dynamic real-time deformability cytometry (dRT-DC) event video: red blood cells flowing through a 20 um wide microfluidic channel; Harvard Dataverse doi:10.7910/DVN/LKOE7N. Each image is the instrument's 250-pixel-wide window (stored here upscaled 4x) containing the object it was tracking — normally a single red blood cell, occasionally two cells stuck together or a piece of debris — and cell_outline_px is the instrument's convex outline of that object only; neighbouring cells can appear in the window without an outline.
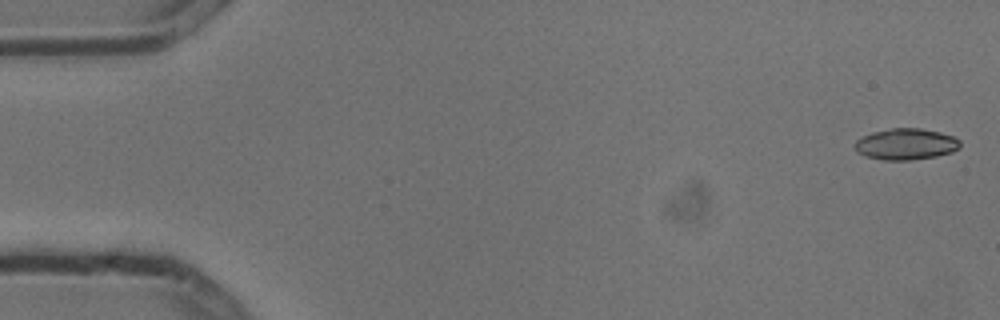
{"species": "common noctule bat (a hibernating species)", "species_latin": "Nyctalus noctula", "temperature_condition": "cold", "stored_images_in_passage": 5, "camera_frame_rate_fps": 3000, "um_per_image_px": 0.085, "animal": {"sex": "male", "body_mass_g": 13.3}, "frame": {"image": 1, "passage_image": 1, "time_ms": 0.0, "image_size_px": [1000, 320], "cell_outline_px": [[960, 148], [952, 152], [936, 156], [912, 160], [884, 160], [868, 156], [856, 152], [856, 140], [872, 132], [892, 128], [920, 128], [940, 132], [952, 136], [960, 140]], "centroid_in_image_um": [77.03, 12.25], "position_along_channel_um": 8.0, "area_um2": 19.07}}
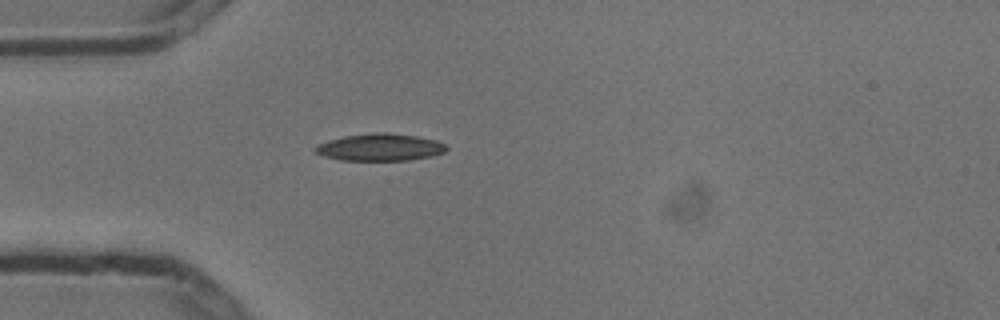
{"frame": {"image": 2, "passage_image": 5, "time_ms": 1.333, "image_size_px": [1000, 320], "cell_outline_px": [[448, 148], [444, 152], [432, 156], [408, 160], [340, 160], [324, 156], [312, 152], [312, 148], [316, 144], [328, 140], [344, 136], [376, 132], [388, 132], [416, 136], [436, 140], [444, 144]], "centroid_in_image_um": [32.24, 12.51], "position_along_channel_um": 52.8, "area_um2": 20.92}}